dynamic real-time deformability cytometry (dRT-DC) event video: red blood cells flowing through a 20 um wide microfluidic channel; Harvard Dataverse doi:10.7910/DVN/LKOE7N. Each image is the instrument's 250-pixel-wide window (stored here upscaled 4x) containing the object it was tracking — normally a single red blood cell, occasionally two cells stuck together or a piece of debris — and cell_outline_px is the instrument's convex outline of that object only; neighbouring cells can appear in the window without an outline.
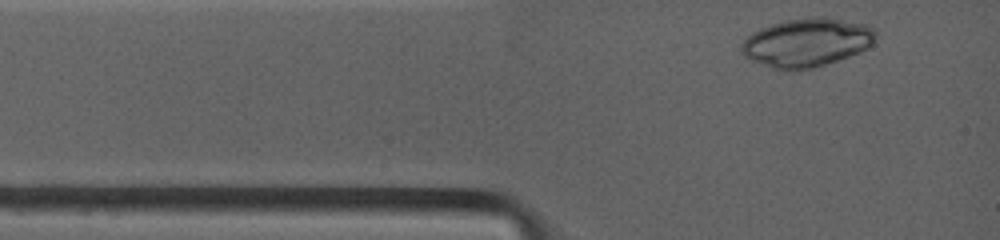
{"species": "common noctule bat (a hibernating species)", "species_latin": "Nyctalus noctula", "temperature_condition": "warm", "stored_images_in_passage": 4, "camera_frame_rate_fps": 4500, "um_per_image_px": 0.085, "animal": {"sex": "female", "body_mass_g": 19.0, "forearm_length_mm": 53.3}, "frame": {"image": 1, "passage_image": 1, "time_ms": 0.0, "image_size_px": [1000, 240], "cell_outline_px": [[872, 44], [848, 56], [812, 68], [792, 72], [776, 68], [752, 60], [744, 56], [744, 40], [752, 32], [788, 20], [836, 20], [860, 24], [868, 28], [872, 32]], "centroid_in_image_um": [68.49, 3.68], "position_along_channel_um": 16.5, "area_um2": 35.49}}